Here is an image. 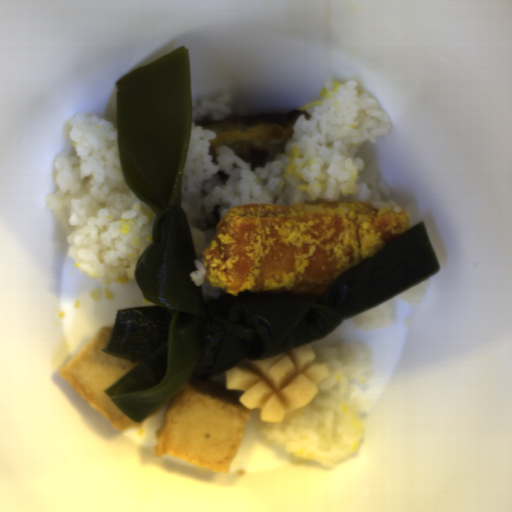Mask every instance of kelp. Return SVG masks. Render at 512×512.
I'll list each match as a JSON object with an SVG mask.
<instances>
[{"mask_svg":"<svg viewBox=\"0 0 512 512\" xmlns=\"http://www.w3.org/2000/svg\"><path fill=\"white\" fill-rule=\"evenodd\" d=\"M115 84L121 174L157 216L153 242L133 272L154 306L117 310L101 350L137 362L105 391L136 423L190 377L205 382L242 361L324 340L347 319L440 270L421 222L340 274L322 295L248 291L206 302L190 276L198 256L182 206L192 119L189 48L134 68Z\"/></svg>","mask_w":512,"mask_h":512,"instance_id":"obj_1","label":"kelp"}]
</instances>
